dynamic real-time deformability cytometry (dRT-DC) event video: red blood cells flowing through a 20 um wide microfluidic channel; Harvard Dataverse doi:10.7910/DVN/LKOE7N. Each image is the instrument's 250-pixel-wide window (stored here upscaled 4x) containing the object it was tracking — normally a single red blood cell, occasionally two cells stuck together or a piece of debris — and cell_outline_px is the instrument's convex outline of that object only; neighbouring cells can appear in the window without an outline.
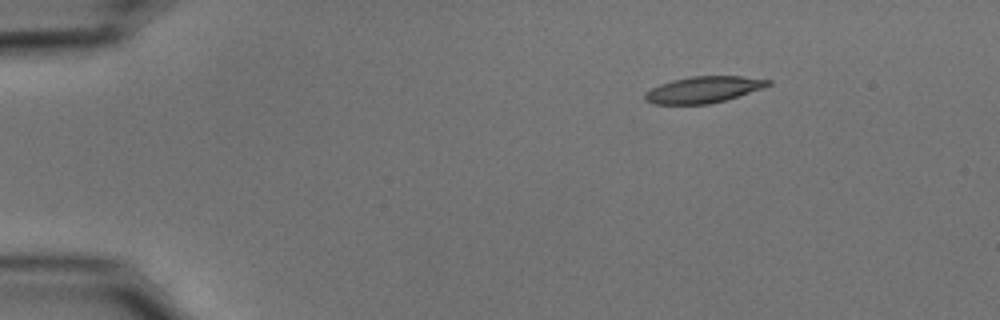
{"species": "common noctule bat (a hibernating species)", "species_latin": "Nyctalus noctula", "temperature_condition": "cold", "stored_images_in_passage": 47, "camera_frame_rate_fps": 3000, "um_per_image_px": 0.085, "animal": {"sex": "male", "body_mass_g": 15.6}, "frame": {"image": 1, "passage_image": 1, "time_ms": 0.0, "image_size_px": [1000, 320], "cell_outline_px": [[772, 84], [764, 88], [724, 100], [708, 104], [652, 104], [644, 100], [644, 92], [660, 84], [672, 80], [692, 76], [740, 76], [772, 80]], "centroid_in_image_um": [59.78, 7.61], "position_along_channel_um": 25.2, "area_um2": 18.96}}
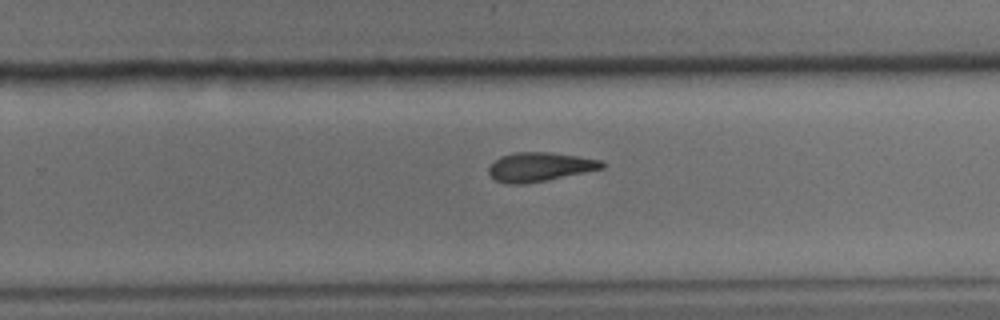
{"frame": {"image": 2, "passage_image": 28, "time_ms": 9.0, "image_size_px": [1000, 320], "cell_outline_px": [[604, 168], [524, 184], [508, 184], [496, 180], [488, 172], [488, 168], [500, 156], [516, 152], [552, 152], [600, 160], [604, 164]], "centroid_in_image_um": [45.84, 14.18], "position_along_channel_um": 284.0, "area_um2": 18.79}}
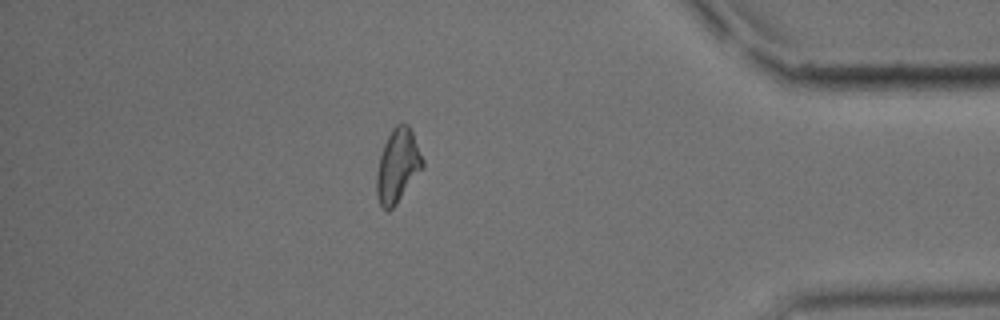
{"frame": {"image": 3, "passage_image": 40, "time_ms": 13.0, "image_size_px": [1000, 320], "cell_outline_px": [[424, 168], [396, 204], [388, 212], [380, 204], [376, 196], [376, 176], [380, 156], [384, 144], [392, 128], [400, 120], [408, 124], [412, 132], [424, 160]], "centroid_in_image_um": [33.81, 14.07], "position_along_channel_um": 401.4, "area_um2": 19.88}, "authors_computed_cell_mechanics": {"area_um2": 19.5942, "velocity_mm_per_s": 3.7407, "shape_relaxation_time_tau1_ms": 4.6028, "shape_relaxation_time_tau2_ms": 3.8189, "deformation_change_tau1": 0.1357, "deformation_change_tau2": 0.1327}}